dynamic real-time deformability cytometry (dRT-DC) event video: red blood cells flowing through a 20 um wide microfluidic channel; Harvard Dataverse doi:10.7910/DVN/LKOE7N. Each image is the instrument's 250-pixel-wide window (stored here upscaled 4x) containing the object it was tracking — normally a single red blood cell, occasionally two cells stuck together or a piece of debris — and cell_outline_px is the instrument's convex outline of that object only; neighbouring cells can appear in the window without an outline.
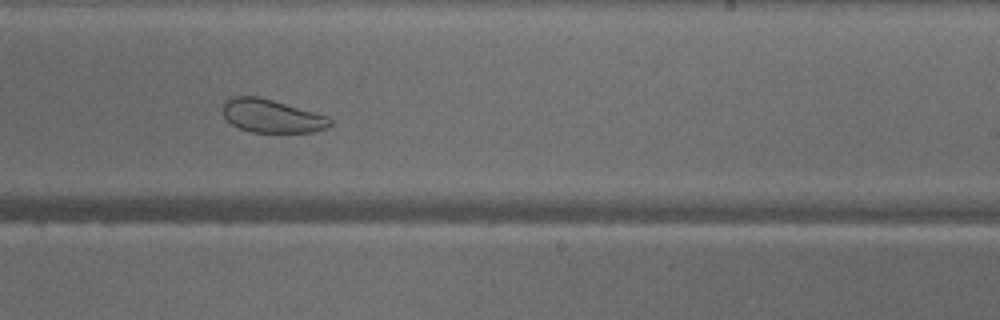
{"species": "common noctule bat (a hibernating species)", "species_latin": "Nyctalus noctula", "temperature_condition": "warm", "stored_images_in_passage": 49, "camera_frame_rate_fps": 3000, "um_per_image_px": 0.085, "animal": {"sex": "male", "body_mass_g": 18.8}, "frame": {"image": 1, "passage_image": 29, "time_ms": 9.333, "image_size_px": [1000, 320], "cell_outline_px": [[332, 124], [324, 128], [312, 132], [252, 132], [240, 128], [232, 124], [224, 116], [220, 108], [224, 100], [228, 96], [256, 96], [272, 100], [328, 116], [332, 120]], "centroid_in_image_um": [23.03, 9.84], "position_along_channel_um": 266.0, "area_um2": 20.81}}
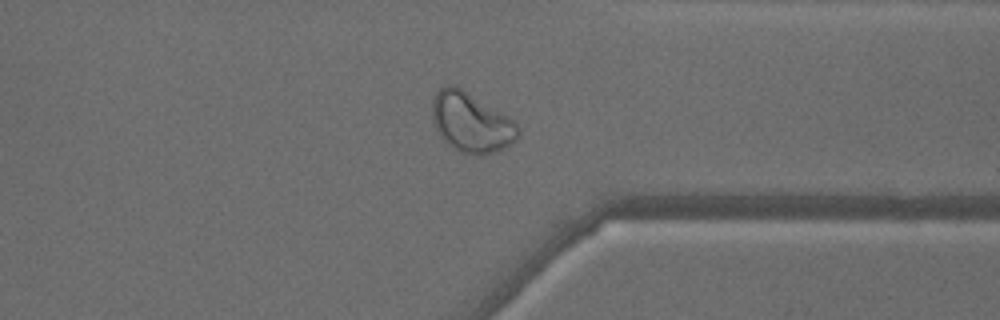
{"frame": {"image": 2, "passage_image": 37, "time_ms": 12.0, "image_size_px": [1000, 320], "cell_outline_px": [[520, 136], [512, 144], [504, 148], [484, 156], [480, 156], [464, 152], [448, 144], [440, 136], [436, 128], [432, 116], [432, 100], [436, 92], [440, 88], [448, 84], [456, 84], [508, 116], [520, 128]], "centroid_in_image_um": [40.07, 10.39], "position_along_channel_um": 371.3, "area_um2": 30.0}}
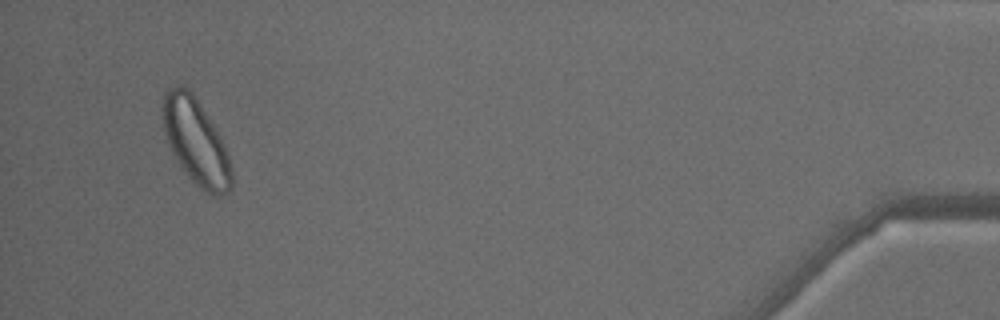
{"frame": {"image": 3, "passage_image": 46, "time_ms": 15.0, "image_size_px": [1000, 320], "cell_outline_px": [[232, 188], [224, 196], [212, 196], [204, 192], [188, 176], [172, 152], [168, 144], [164, 132], [160, 108], [164, 92], [168, 88], [180, 84], [184, 84], [192, 92], [216, 128], [228, 152], [232, 168]], "centroid_in_image_um": [16.64, 12.02], "position_along_channel_um": 418.6, "area_um2": 34.97}}